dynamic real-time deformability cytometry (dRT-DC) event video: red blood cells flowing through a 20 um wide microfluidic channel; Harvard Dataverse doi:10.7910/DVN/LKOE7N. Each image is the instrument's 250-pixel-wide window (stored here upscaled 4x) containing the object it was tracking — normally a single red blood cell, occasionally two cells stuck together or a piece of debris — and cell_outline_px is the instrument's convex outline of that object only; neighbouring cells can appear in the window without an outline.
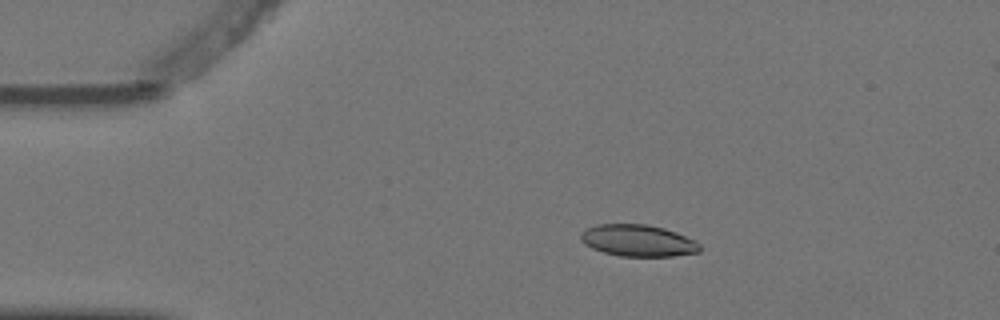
{"species": "Egyptian fruit bat (a non-hibernating species)", "species_latin": "Rousettus aegyptiacus", "temperature_condition": "warm", "stored_images_in_passage": 4, "camera_frame_rate_fps": 3000, "um_per_image_px": 0.085, "animal": {"sex": "female"}, "frame": {"image": 1, "passage_image": 2, "time_ms": 0.333, "image_size_px": [1000, 320], "cell_outline_px": [[700, 252], [672, 256], [620, 256], [604, 252], [592, 248], [584, 244], [580, 240], [580, 232], [596, 224], [648, 224], [664, 228], [676, 232], [696, 240], [700, 244]], "centroid_in_image_um": [54.23, 20.44], "position_along_channel_um": 30.8, "area_um2": 22.14}}